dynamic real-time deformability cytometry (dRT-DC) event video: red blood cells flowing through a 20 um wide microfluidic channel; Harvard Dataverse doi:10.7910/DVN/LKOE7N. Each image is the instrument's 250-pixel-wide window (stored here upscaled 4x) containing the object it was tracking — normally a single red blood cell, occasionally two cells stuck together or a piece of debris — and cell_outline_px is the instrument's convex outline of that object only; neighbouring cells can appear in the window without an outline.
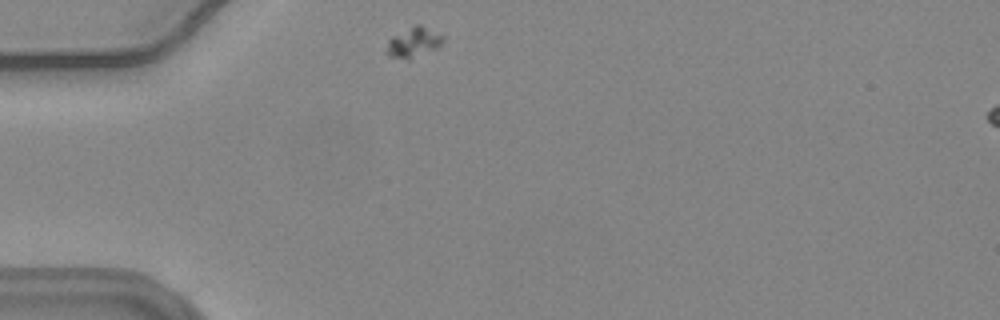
{"species": "common noctule bat (a hibernating species)", "species_latin": "Nyctalus noctula", "temperature_condition": "warm", "stored_images_in_passage": 46, "camera_frame_rate_fps": 3000, "um_per_image_px": 0.085, "animal": {"sex": "female", "body_mass_g": 24.6, "forearm_length_mm": 56.2}, "frame": {"image": 1, "passage_image": 1, "time_ms": 0.0, "image_size_px": [1000, 320], "cell_outline_px": [[444, 40], [436, 48], [408, 60], [388, 56], [384, 52], [388, 40], [392, 36], [412, 24], [420, 24], [444, 36]], "centroid_in_image_um": [35.1, 3.59], "position_along_channel_um": 49.9, "area_um2": 10.06}}